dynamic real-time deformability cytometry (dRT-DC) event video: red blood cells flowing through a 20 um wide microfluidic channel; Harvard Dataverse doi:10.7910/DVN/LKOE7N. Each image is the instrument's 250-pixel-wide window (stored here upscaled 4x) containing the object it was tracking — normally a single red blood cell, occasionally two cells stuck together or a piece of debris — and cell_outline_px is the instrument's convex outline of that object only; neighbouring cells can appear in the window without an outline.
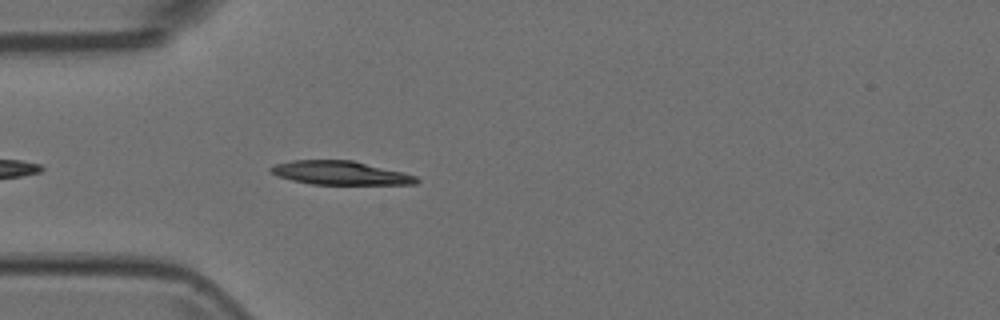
{"species": "Egyptian fruit bat (a non-hibernating species)", "species_latin": "Rousettus aegyptiacus", "temperature_condition": "room temperature", "stored_images_in_passage": 42, "camera_frame_rate_fps": 3000, "um_per_image_px": 0.085, "animal": {"sex": "female"}, "frame": {"image": 1, "passage_image": 4, "time_ms": 1.0, "image_size_px": [1000, 320], "cell_outline_px": [[420, 180], [416, 184], [312, 184], [292, 180], [276, 176], [268, 172], [268, 168], [276, 164], [292, 160], [352, 160], [404, 172], [416, 176]], "centroid_in_image_um": [28.89, 14.69], "position_along_channel_um": 56.1, "area_um2": 20.17}}
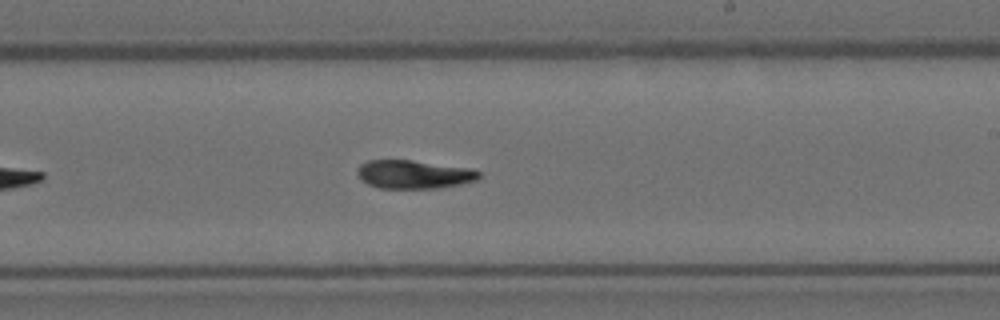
{"frame": {"image": 2, "passage_image": 20, "time_ms": 6.333, "image_size_px": [1000, 320], "cell_outline_px": [[480, 176], [476, 180], [460, 184], [436, 188], [380, 188], [368, 184], [360, 180], [356, 172], [360, 164], [368, 160], [412, 160], [468, 168], [480, 172]], "centroid_in_image_um": [35.12, 14.82], "position_along_channel_um": 253.9, "area_um2": 20.06}}
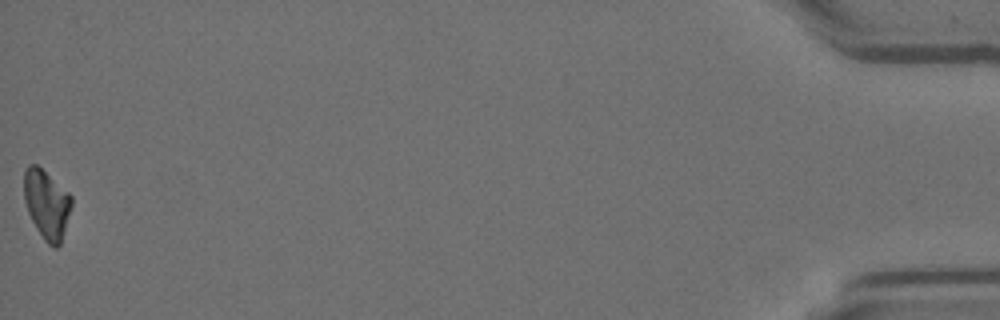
{"frame": {"image": 3, "passage_image": 42, "time_ms": 13.667, "image_size_px": [1000, 320], "cell_outline_px": [[72, 204], [60, 244], [56, 248], [52, 248], [44, 240], [36, 228], [28, 212], [24, 200], [24, 172], [28, 164], [36, 164], [68, 192], [72, 196]], "centroid_in_image_um": [3.96, 17.36], "position_along_channel_um": 431.2, "area_um2": 18.9}}